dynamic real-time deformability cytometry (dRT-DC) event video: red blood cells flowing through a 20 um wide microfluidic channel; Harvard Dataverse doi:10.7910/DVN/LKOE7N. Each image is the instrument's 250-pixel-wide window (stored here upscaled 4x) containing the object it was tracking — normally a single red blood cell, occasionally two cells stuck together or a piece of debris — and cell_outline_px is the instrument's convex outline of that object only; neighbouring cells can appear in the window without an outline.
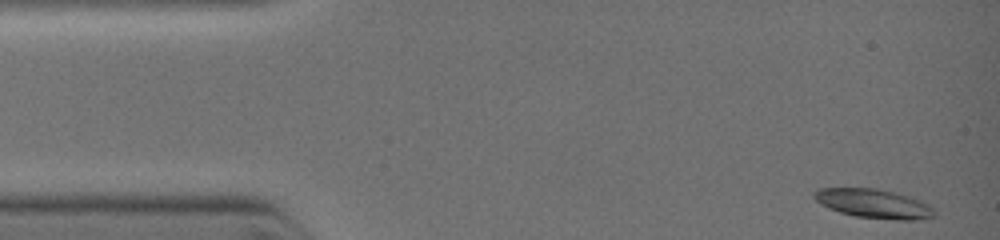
{"species": "common noctule bat (a hibernating species)", "species_latin": "Nyctalus noctula", "temperature_condition": "warm", "stored_images_in_passage": 3, "camera_frame_rate_fps": 3000, "um_per_image_px": 0.085, "animal": {"sex": "female", "body_mass_g": 19.0, "forearm_length_mm": 51.5}, "frame": {"image": 1, "passage_image": 1, "time_ms": 0.0, "image_size_px": [1000, 240], "cell_outline_px": [[936, 216], [920, 220], [896, 220], [856, 216], [840, 212], [828, 208], [820, 204], [812, 196], [812, 192], [820, 188], [876, 188], [892, 192], [920, 200], [932, 208]], "centroid_in_image_um": [74.23, 17.31], "position_along_channel_um": 10.8, "area_um2": 20.29}}
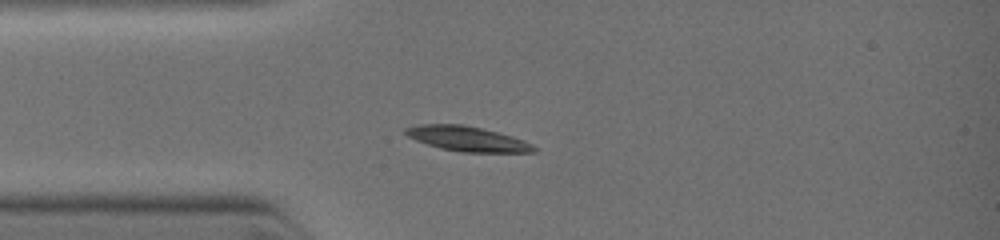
{"frame": {"image": 2, "passage_image": 3, "time_ms": 2.333, "image_size_px": [1000, 240], "cell_outline_px": [[536, 152], [460, 152], [440, 148], [416, 140], [408, 136], [404, 132], [404, 128], [420, 124], [460, 124], [480, 128], [512, 136], [524, 140], [532, 144], [536, 148]], "centroid_in_image_um": [39.71, 11.8], "position_along_channel_um": 45.3, "area_um2": 18.44}}